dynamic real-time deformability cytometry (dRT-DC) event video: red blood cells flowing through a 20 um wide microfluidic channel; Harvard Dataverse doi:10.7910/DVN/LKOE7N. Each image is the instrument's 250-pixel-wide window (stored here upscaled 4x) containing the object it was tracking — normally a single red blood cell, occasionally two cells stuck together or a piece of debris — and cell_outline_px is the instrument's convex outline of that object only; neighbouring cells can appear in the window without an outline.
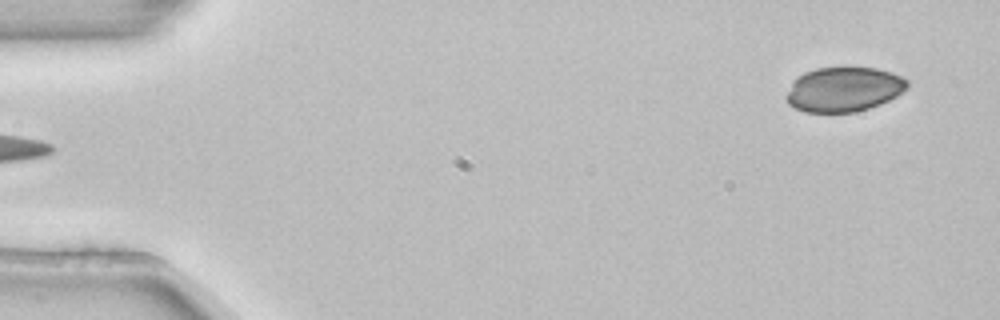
{"species": "common noctule bat (a hibernating species)", "species_latin": "Nyctalus noctula", "temperature_condition": "room temperature", "stored_images_in_passage": 4, "segment_of_instrument_passage": [2, 2], "camera_frame_rate_fps": 3000, "um_per_image_px": 0.085, "animal": {"sex": "female", "body_mass_g": 22.7, "forearm_length_mm": 54.2}, "frame": {"image": 1, "passage_image": 4, "time_ms": 1.0, "image_size_px": [1000, 320], "cell_outline_px": [[908, 88], [896, 96], [880, 104], [856, 112], [804, 112], [788, 104], [784, 96], [792, 80], [804, 72], [816, 68], [876, 68], [892, 72], [904, 76], [908, 80]], "centroid_in_image_um": [71.71, 7.59], "position_along_channel_um": 13.3, "area_um2": 31.73}}